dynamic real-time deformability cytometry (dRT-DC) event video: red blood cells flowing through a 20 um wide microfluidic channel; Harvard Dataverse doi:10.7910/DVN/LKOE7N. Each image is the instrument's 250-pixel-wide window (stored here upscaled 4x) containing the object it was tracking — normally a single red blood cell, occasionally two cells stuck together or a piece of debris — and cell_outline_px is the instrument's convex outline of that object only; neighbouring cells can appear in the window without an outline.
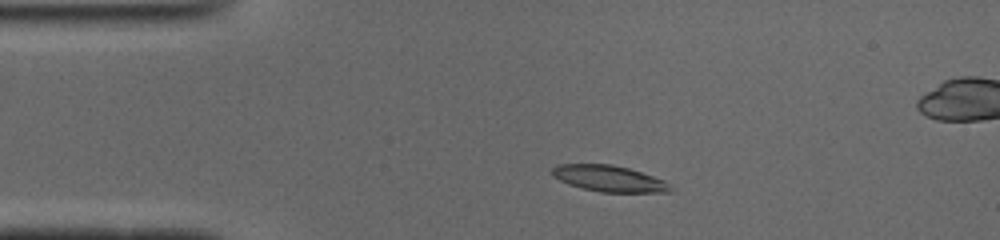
{"species": "common noctule bat (a hibernating species)", "species_latin": "Nyctalus noctula", "temperature_condition": "cold", "stored_images_in_passage": 44, "camera_frame_rate_fps": 3000, "um_per_image_px": 0.085, "animal": {"sex": "male", "body_mass_g": 19.0, "forearm_length_mm": 50.8}, "frame": {"image": 1, "passage_image": 2, "time_ms": 0.333, "image_size_px": [1000, 240], "cell_outline_px": [[672, 192], [600, 192], [580, 188], [568, 184], [552, 176], [552, 168], [560, 164], [612, 164], [628, 168], [664, 180], [672, 188]], "centroid_in_image_um": [51.75, 15.18], "position_along_channel_um": 33.3, "area_um2": 17.98}}
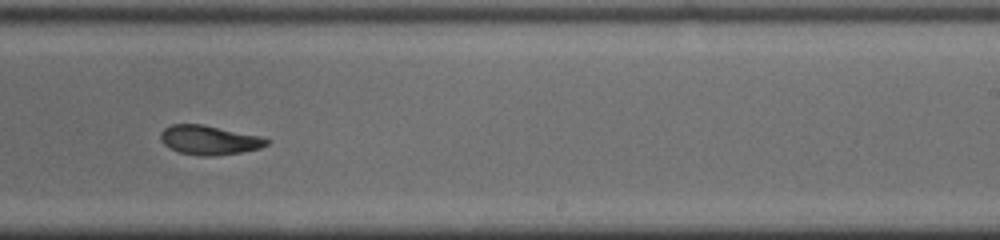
{"frame": {"image": 2, "passage_image": 23, "time_ms": 7.333, "image_size_px": [1000, 240], "cell_outline_px": [[272, 140], [268, 144], [260, 148], [240, 152], [216, 156], [196, 156], [180, 152], [168, 148], [160, 140], [160, 132], [164, 128], [172, 124], [204, 124], [260, 136]], "centroid_in_image_um": [17.77, 11.9], "position_along_channel_um": 271.2, "area_um2": 18.32}}
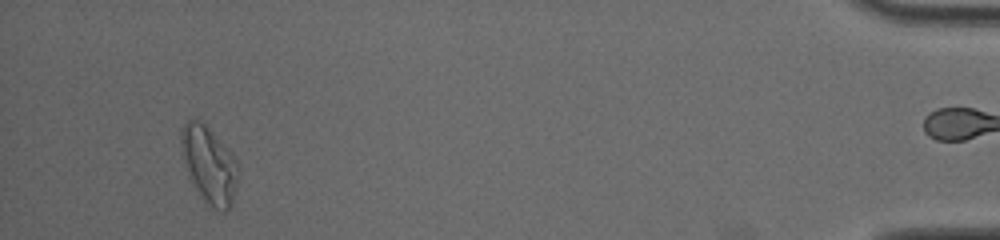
{"frame": {"image": 3, "passage_image": 40, "time_ms": 13.0, "image_size_px": [1000, 240], "cell_outline_px": [[236, 180], [232, 204], [224, 212], [220, 212], [212, 208], [208, 204], [200, 192], [184, 160], [180, 140], [180, 132], [184, 124], [188, 120], [200, 120], [220, 140], [236, 160]], "centroid_in_image_um": [17.78, 13.98], "position_along_channel_um": 417.4, "area_um2": 24.16}, "authors_computed_cell_mechanics": {"area_um2": 18.6983, "velocity_mm_per_s": 3.9208, "shape_relaxation_time_tau1_ms": 7.6661, "shape_relaxation_time_tau2_ms": 3.3556, "deformation_change_tau1": 0.2277, "deformation_change_tau2": 0.0979}}